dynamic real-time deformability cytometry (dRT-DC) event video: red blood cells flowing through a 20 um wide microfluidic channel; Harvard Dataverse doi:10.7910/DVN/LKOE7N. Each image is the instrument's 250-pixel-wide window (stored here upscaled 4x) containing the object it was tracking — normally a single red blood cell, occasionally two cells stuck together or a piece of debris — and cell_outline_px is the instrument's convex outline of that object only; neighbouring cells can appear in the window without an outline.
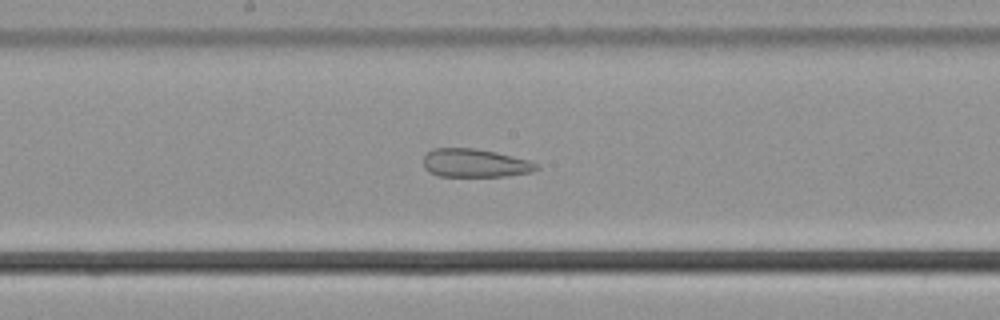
{"species": "common noctule bat (a hibernating species)", "species_latin": "Nyctalus noctula", "temperature_condition": "cold", "stored_images_in_passage": 47, "camera_frame_rate_fps": 3000, "um_per_image_px": 0.085, "animal": {"sex": "male", "body_mass_g": 21.5, "forearm_length_mm": 52.0}, "frame": {"image": 1, "passage_image": 22, "time_ms": 7.0, "image_size_px": [1000, 320], "cell_outline_px": [[540, 168], [532, 172], [508, 176], [440, 176], [428, 172], [424, 168], [424, 156], [432, 148], [476, 148], [496, 152], [528, 160], [536, 164]], "centroid_in_image_um": [40.36, 13.86], "position_along_channel_um": 207.8, "area_um2": 18.73}}
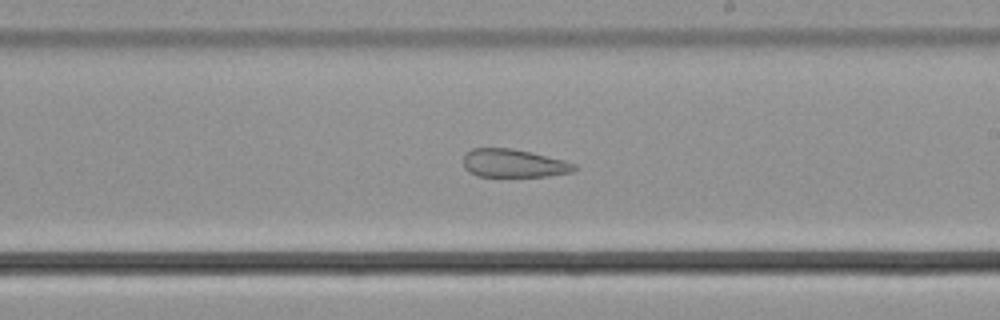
{"frame": {"image": 2, "passage_image": 25, "time_ms": 8.0, "image_size_px": [1000, 320], "cell_outline_px": [[576, 168], [572, 172], [548, 176], [480, 176], [468, 172], [464, 168], [464, 152], [472, 148], [512, 148], [532, 152], [564, 160], [576, 164]], "centroid_in_image_um": [43.64, 13.87], "position_along_channel_um": 245.4, "area_um2": 18.32}}
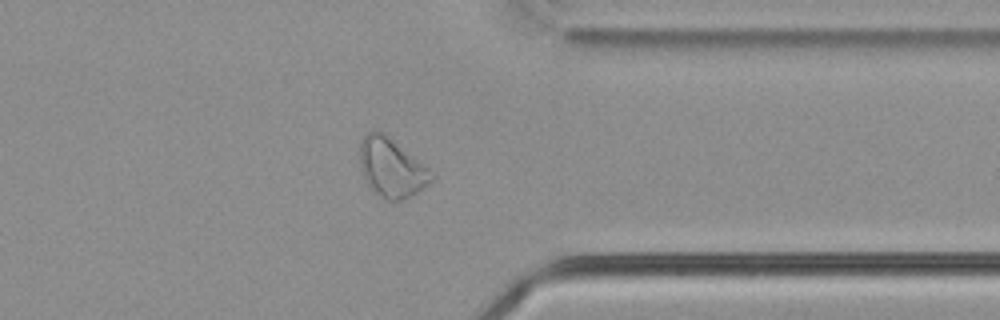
{"frame": {"image": 3, "passage_image": 36, "time_ms": 11.667, "image_size_px": [1000, 320], "cell_outline_px": [[436, 176], [432, 180], [416, 192], [400, 200], [388, 200], [376, 192], [368, 184], [360, 168], [360, 144], [364, 136], [368, 132], [384, 132], [424, 164]], "centroid_in_image_um": [33.28, 14.23], "position_along_channel_um": 378.1, "area_um2": 23.99}, "authors_computed_cell_mechanics": {"area_um2": 26.0678, "velocity_mm_per_s": 3.7651, "shape_relaxation_time_tau1_ms": null, "shape_relaxation_time_tau2_ms": 2.8901, "deformation_change_tau1": null, "deformation_change_tau2": 0.1018}}